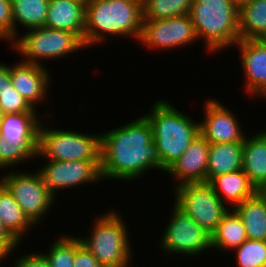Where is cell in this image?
Segmentation results:
<instances>
[{
  "label": "cell",
  "instance_id": "d4e9b609",
  "mask_svg": "<svg viewBox=\"0 0 266 267\" xmlns=\"http://www.w3.org/2000/svg\"><path fill=\"white\" fill-rule=\"evenodd\" d=\"M13 18V41L20 36L16 31L21 25L25 30L45 26L48 11L47 0H11ZM17 22L19 24H17Z\"/></svg>",
  "mask_w": 266,
  "mask_h": 267
},
{
  "label": "cell",
  "instance_id": "8d00e7d4",
  "mask_svg": "<svg viewBox=\"0 0 266 267\" xmlns=\"http://www.w3.org/2000/svg\"><path fill=\"white\" fill-rule=\"evenodd\" d=\"M238 10L252 0H229Z\"/></svg>",
  "mask_w": 266,
  "mask_h": 267
},
{
  "label": "cell",
  "instance_id": "484cf974",
  "mask_svg": "<svg viewBox=\"0 0 266 267\" xmlns=\"http://www.w3.org/2000/svg\"><path fill=\"white\" fill-rule=\"evenodd\" d=\"M240 39H258L266 32V0H252L239 9Z\"/></svg>",
  "mask_w": 266,
  "mask_h": 267
},
{
  "label": "cell",
  "instance_id": "9a60e30c",
  "mask_svg": "<svg viewBox=\"0 0 266 267\" xmlns=\"http://www.w3.org/2000/svg\"><path fill=\"white\" fill-rule=\"evenodd\" d=\"M234 46L241 55L245 92L250 96L266 98V46L258 39H240Z\"/></svg>",
  "mask_w": 266,
  "mask_h": 267
},
{
  "label": "cell",
  "instance_id": "83f0119b",
  "mask_svg": "<svg viewBox=\"0 0 266 267\" xmlns=\"http://www.w3.org/2000/svg\"><path fill=\"white\" fill-rule=\"evenodd\" d=\"M38 147L39 145H10L0 135V169L12 168L36 159Z\"/></svg>",
  "mask_w": 266,
  "mask_h": 267
},
{
  "label": "cell",
  "instance_id": "4fadbf2b",
  "mask_svg": "<svg viewBox=\"0 0 266 267\" xmlns=\"http://www.w3.org/2000/svg\"><path fill=\"white\" fill-rule=\"evenodd\" d=\"M221 103L214 98L205 100L204 119L199 122L200 134L209 144L244 142L247 136L241 130L236 114Z\"/></svg>",
  "mask_w": 266,
  "mask_h": 267
},
{
  "label": "cell",
  "instance_id": "f1b7e54d",
  "mask_svg": "<svg viewBox=\"0 0 266 267\" xmlns=\"http://www.w3.org/2000/svg\"><path fill=\"white\" fill-rule=\"evenodd\" d=\"M233 251L239 267H266V241L247 239Z\"/></svg>",
  "mask_w": 266,
  "mask_h": 267
},
{
  "label": "cell",
  "instance_id": "5b68a950",
  "mask_svg": "<svg viewBox=\"0 0 266 267\" xmlns=\"http://www.w3.org/2000/svg\"><path fill=\"white\" fill-rule=\"evenodd\" d=\"M92 226L90 235L80 236V240L98 262L103 267H132L133 247L120 213L111 210L102 214Z\"/></svg>",
  "mask_w": 266,
  "mask_h": 267
},
{
  "label": "cell",
  "instance_id": "4316f807",
  "mask_svg": "<svg viewBox=\"0 0 266 267\" xmlns=\"http://www.w3.org/2000/svg\"><path fill=\"white\" fill-rule=\"evenodd\" d=\"M193 0H142L143 20H163L189 14Z\"/></svg>",
  "mask_w": 266,
  "mask_h": 267
},
{
  "label": "cell",
  "instance_id": "5bb4252c",
  "mask_svg": "<svg viewBox=\"0 0 266 267\" xmlns=\"http://www.w3.org/2000/svg\"><path fill=\"white\" fill-rule=\"evenodd\" d=\"M45 67L22 60L14 66L10 65L13 87L35 110H37L36 105L39 102L46 101L47 94H50L48 92H50L49 85H51L52 79Z\"/></svg>",
  "mask_w": 266,
  "mask_h": 267
},
{
  "label": "cell",
  "instance_id": "8fae6325",
  "mask_svg": "<svg viewBox=\"0 0 266 267\" xmlns=\"http://www.w3.org/2000/svg\"><path fill=\"white\" fill-rule=\"evenodd\" d=\"M197 39L190 15L185 14L163 20H143L138 41L148 49L150 47L151 49L170 50L187 44L191 45Z\"/></svg>",
  "mask_w": 266,
  "mask_h": 267
},
{
  "label": "cell",
  "instance_id": "836d02e7",
  "mask_svg": "<svg viewBox=\"0 0 266 267\" xmlns=\"http://www.w3.org/2000/svg\"><path fill=\"white\" fill-rule=\"evenodd\" d=\"M15 260L14 267H51L46 257L40 253H27Z\"/></svg>",
  "mask_w": 266,
  "mask_h": 267
},
{
  "label": "cell",
  "instance_id": "cb8c5ba5",
  "mask_svg": "<svg viewBox=\"0 0 266 267\" xmlns=\"http://www.w3.org/2000/svg\"><path fill=\"white\" fill-rule=\"evenodd\" d=\"M247 235L245 227L239 215L233 210L229 211L223 216L217 229L211 235L212 249L226 252L233 251L246 241Z\"/></svg>",
  "mask_w": 266,
  "mask_h": 267
},
{
  "label": "cell",
  "instance_id": "4dcf8cb0",
  "mask_svg": "<svg viewBox=\"0 0 266 267\" xmlns=\"http://www.w3.org/2000/svg\"><path fill=\"white\" fill-rule=\"evenodd\" d=\"M0 108L4 114L38 112L33 109L12 84L0 91Z\"/></svg>",
  "mask_w": 266,
  "mask_h": 267
},
{
  "label": "cell",
  "instance_id": "30bf717a",
  "mask_svg": "<svg viewBox=\"0 0 266 267\" xmlns=\"http://www.w3.org/2000/svg\"><path fill=\"white\" fill-rule=\"evenodd\" d=\"M171 219L163 235L160 247L164 254H180L194 257L212 248L211 234L202 228L175 203L172 205Z\"/></svg>",
  "mask_w": 266,
  "mask_h": 267
},
{
  "label": "cell",
  "instance_id": "ba28073f",
  "mask_svg": "<svg viewBox=\"0 0 266 267\" xmlns=\"http://www.w3.org/2000/svg\"><path fill=\"white\" fill-rule=\"evenodd\" d=\"M175 189L174 203L212 235L230 206L225 205L206 182L186 183Z\"/></svg>",
  "mask_w": 266,
  "mask_h": 267
},
{
  "label": "cell",
  "instance_id": "8992f818",
  "mask_svg": "<svg viewBox=\"0 0 266 267\" xmlns=\"http://www.w3.org/2000/svg\"><path fill=\"white\" fill-rule=\"evenodd\" d=\"M39 127L38 156L55 161H101V133Z\"/></svg>",
  "mask_w": 266,
  "mask_h": 267
},
{
  "label": "cell",
  "instance_id": "e0dca14e",
  "mask_svg": "<svg viewBox=\"0 0 266 267\" xmlns=\"http://www.w3.org/2000/svg\"><path fill=\"white\" fill-rule=\"evenodd\" d=\"M85 6L86 1H49L45 27L70 31L83 41Z\"/></svg>",
  "mask_w": 266,
  "mask_h": 267
},
{
  "label": "cell",
  "instance_id": "44dd1931",
  "mask_svg": "<svg viewBox=\"0 0 266 267\" xmlns=\"http://www.w3.org/2000/svg\"><path fill=\"white\" fill-rule=\"evenodd\" d=\"M239 215L248 239L266 241V192L258 191L233 208Z\"/></svg>",
  "mask_w": 266,
  "mask_h": 267
},
{
  "label": "cell",
  "instance_id": "7c38bea8",
  "mask_svg": "<svg viewBox=\"0 0 266 267\" xmlns=\"http://www.w3.org/2000/svg\"><path fill=\"white\" fill-rule=\"evenodd\" d=\"M47 163L38 167L43 182L49 192L56 199V191L82 186L85 183L101 182V161H55L46 160Z\"/></svg>",
  "mask_w": 266,
  "mask_h": 267
},
{
  "label": "cell",
  "instance_id": "d590c367",
  "mask_svg": "<svg viewBox=\"0 0 266 267\" xmlns=\"http://www.w3.org/2000/svg\"><path fill=\"white\" fill-rule=\"evenodd\" d=\"M8 84H12L10 75V66L0 62V91L8 87Z\"/></svg>",
  "mask_w": 266,
  "mask_h": 267
},
{
  "label": "cell",
  "instance_id": "f546056e",
  "mask_svg": "<svg viewBox=\"0 0 266 267\" xmlns=\"http://www.w3.org/2000/svg\"><path fill=\"white\" fill-rule=\"evenodd\" d=\"M49 250V251H48ZM46 252H41L51 267H73L75 259V237L62 236L57 241L49 245V249Z\"/></svg>",
  "mask_w": 266,
  "mask_h": 267
},
{
  "label": "cell",
  "instance_id": "603a6c76",
  "mask_svg": "<svg viewBox=\"0 0 266 267\" xmlns=\"http://www.w3.org/2000/svg\"><path fill=\"white\" fill-rule=\"evenodd\" d=\"M0 220L8 232L19 242L32 229L34 224L21 210L11 192L0 181ZM31 227V228H30Z\"/></svg>",
  "mask_w": 266,
  "mask_h": 267
},
{
  "label": "cell",
  "instance_id": "9c48e42d",
  "mask_svg": "<svg viewBox=\"0 0 266 267\" xmlns=\"http://www.w3.org/2000/svg\"><path fill=\"white\" fill-rule=\"evenodd\" d=\"M0 181L11 192L21 210L34 225L41 224L43 221L41 217L47 215L52 205H55L56 199L49 192L38 171L23 173L11 169L0 177Z\"/></svg>",
  "mask_w": 266,
  "mask_h": 267
},
{
  "label": "cell",
  "instance_id": "ac0fdd59",
  "mask_svg": "<svg viewBox=\"0 0 266 267\" xmlns=\"http://www.w3.org/2000/svg\"><path fill=\"white\" fill-rule=\"evenodd\" d=\"M41 112L4 114L0 135L10 145H39Z\"/></svg>",
  "mask_w": 266,
  "mask_h": 267
},
{
  "label": "cell",
  "instance_id": "277c9868",
  "mask_svg": "<svg viewBox=\"0 0 266 267\" xmlns=\"http://www.w3.org/2000/svg\"><path fill=\"white\" fill-rule=\"evenodd\" d=\"M238 13L229 0H193L189 15L209 53L231 48L240 40Z\"/></svg>",
  "mask_w": 266,
  "mask_h": 267
},
{
  "label": "cell",
  "instance_id": "ab89813d",
  "mask_svg": "<svg viewBox=\"0 0 266 267\" xmlns=\"http://www.w3.org/2000/svg\"><path fill=\"white\" fill-rule=\"evenodd\" d=\"M3 117H4V112L0 108V126H1V123H2V120H3Z\"/></svg>",
  "mask_w": 266,
  "mask_h": 267
},
{
  "label": "cell",
  "instance_id": "2e32d148",
  "mask_svg": "<svg viewBox=\"0 0 266 267\" xmlns=\"http://www.w3.org/2000/svg\"><path fill=\"white\" fill-rule=\"evenodd\" d=\"M209 148L210 144L200 134L166 173L175 179V183L178 181L177 186L186 183H207Z\"/></svg>",
  "mask_w": 266,
  "mask_h": 267
},
{
  "label": "cell",
  "instance_id": "f35d334b",
  "mask_svg": "<svg viewBox=\"0 0 266 267\" xmlns=\"http://www.w3.org/2000/svg\"><path fill=\"white\" fill-rule=\"evenodd\" d=\"M11 253H4L1 257H0V263H4V259L9 258V255ZM1 267V264H0Z\"/></svg>",
  "mask_w": 266,
  "mask_h": 267
},
{
  "label": "cell",
  "instance_id": "1f68e13d",
  "mask_svg": "<svg viewBox=\"0 0 266 267\" xmlns=\"http://www.w3.org/2000/svg\"><path fill=\"white\" fill-rule=\"evenodd\" d=\"M0 40L13 42L11 0H0Z\"/></svg>",
  "mask_w": 266,
  "mask_h": 267
},
{
  "label": "cell",
  "instance_id": "52a82bcc",
  "mask_svg": "<svg viewBox=\"0 0 266 267\" xmlns=\"http://www.w3.org/2000/svg\"><path fill=\"white\" fill-rule=\"evenodd\" d=\"M16 53L24 56L22 61L42 64V60H53L66 57L86 49L83 41L74 33L66 30L39 27L29 29L25 34L18 36L12 43ZM16 49V50H15Z\"/></svg>",
  "mask_w": 266,
  "mask_h": 267
},
{
  "label": "cell",
  "instance_id": "d6a6232c",
  "mask_svg": "<svg viewBox=\"0 0 266 267\" xmlns=\"http://www.w3.org/2000/svg\"><path fill=\"white\" fill-rule=\"evenodd\" d=\"M73 267H103L95 256L75 236V259Z\"/></svg>",
  "mask_w": 266,
  "mask_h": 267
},
{
  "label": "cell",
  "instance_id": "7402d4cb",
  "mask_svg": "<svg viewBox=\"0 0 266 267\" xmlns=\"http://www.w3.org/2000/svg\"><path fill=\"white\" fill-rule=\"evenodd\" d=\"M243 142L210 144L207 183L220 174L231 173L242 169Z\"/></svg>",
  "mask_w": 266,
  "mask_h": 267
},
{
  "label": "cell",
  "instance_id": "3957f363",
  "mask_svg": "<svg viewBox=\"0 0 266 267\" xmlns=\"http://www.w3.org/2000/svg\"><path fill=\"white\" fill-rule=\"evenodd\" d=\"M152 106L151 112L144 116L151 125L153 142L161 159V170L165 172L200 135V123L189 114L178 111L170 101L156 99Z\"/></svg>",
  "mask_w": 266,
  "mask_h": 267
},
{
  "label": "cell",
  "instance_id": "ffe728a7",
  "mask_svg": "<svg viewBox=\"0 0 266 267\" xmlns=\"http://www.w3.org/2000/svg\"><path fill=\"white\" fill-rule=\"evenodd\" d=\"M209 184L225 205H232L231 209L258 192L243 169L217 175Z\"/></svg>",
  "mask_w": 266,
  "mask_h": 267
},
{
  "label": "cell",
  "instance_id": "d6986e66",
  "mask_svg": "<svg viewBox=\"0 0 266 267\" xmlns=\"http://www.w3.org/2000/svg\"><path fill=\"white\" fill-rule=\"evenodd\" d=\"M242 169L258 191H266V130L245 137Z\"/></svg>",
  "mask_w": 266,
  "mask_h": 267
},
{
  "label": "cell",
  "instance_id": "e575fe53",
  "mask_svg": "<svg viewBox=\"0 0 266 267\" xmlns=\"http://www.w3.org/2000/svg\"><path fill=\"white\" fill-rule=\"evenodd\" d=\"M20 243L8 232L0 220V248L5 253H11Z\"/></svg>",
  "mask_w": 266,
  "mask_h": 267
},
{
  "label": "cell",
  "instance_id": "74e56055",
  "mask_svg": "<svg viewBox=\"0 0 266 267\" xmlns=\"http://www.w3.org/2000/svg\"><path fill=\"white\" fill-rule=\"evenodd\" d=\"M258 40H259L264 46H266V32H265L262 36H260V37L258 38Z\"/></svg>",
  "mask_w": 266,
  "mask_h": 267
},
{
  "label": "cell",
  "instance_id": "60d3db41",
  "mask_svg": "<svg viewBox=\"0 0 266 267\" xmlns=\"http://www.w3.org/2000/svg\"><path fill=\"white\" fill-rule=\"evenodd\" d=\"M5 252L0 248V257L4 254Z\"/></svg>",
  "mask_w": 266,
  "mask_h": 267
},
{
  "label": "cell",
  "instance_id": "6da1fadb",
  "mask_svg": "<svg viewBox=\"0 0 266 267\" xmlns=\"http://www.w3.org/2000/svg\"><path fill=\"white\" fill-rule=\"evenodd\" d=\"M153 168L161 170V159L145 116L101 134L102 181H135Z\"/></svg>",
  "mask_w": 266,
  "mask_h": 267
},
{
  "label": "cell",
  "instance_id": "7a4b0ae2",
  "mask_svg": "<svg viewBox=\"0 0 266 267\" xmlns=\"http://www.w3.org/2000/svg\"><path fill=\"white\" fill-rule=\"evenodd\" d=\"M143 23L142 0H87L83 43L91 47L107 36L139 40ZM105 34H107L105 36Z\"/></svg>",
  "mask_w": 266,
  "mask_h": 267
}]
</instances>
